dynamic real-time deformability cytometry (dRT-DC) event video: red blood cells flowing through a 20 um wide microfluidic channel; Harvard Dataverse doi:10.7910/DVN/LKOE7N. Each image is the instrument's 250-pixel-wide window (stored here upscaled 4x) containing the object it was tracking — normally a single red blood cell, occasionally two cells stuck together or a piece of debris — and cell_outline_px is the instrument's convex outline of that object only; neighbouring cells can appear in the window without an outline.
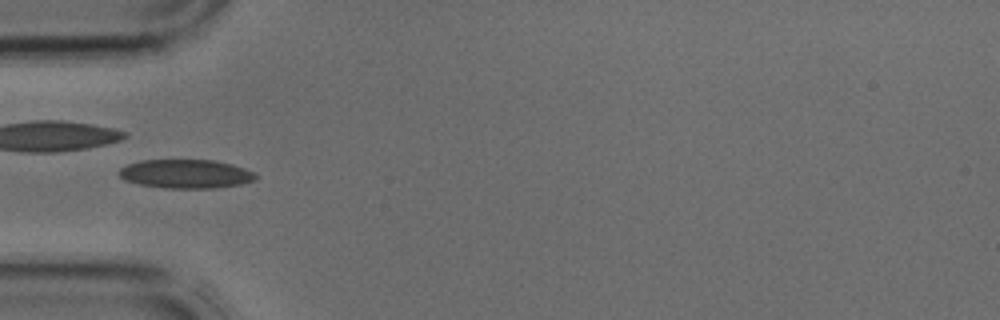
{"species": "common noctule bat (a hibernating species)", "species_latin": "Nyctalus noctula", "temperature_condition": "cold", "stored_images_in_passage": 34, "camera_frame_rate_fps": 3000, "um_per_image_px": 0.085, "animal": {"sex": "male", "body_mass_g": 17.9, "forearm_length_mm": 54.2}, "frame": {"image": 1, "passage_image": 10, "time_ms": 3.0, "image_size_px": [1000, 320], "cell_outline_px": [[256, 180], [240, 184], [212, 188], [164, 188], [140, 184], [124, 180], [116, 172], [120, 168], [128, 164], [140, 160], [212, 160], [232, 164], [244, 168], [252, 172], [256, 176]], "centroid_in_image_um": [15.75, 14.77], "position_along_channel_um": 69.2, "area_um2": 22.89}}